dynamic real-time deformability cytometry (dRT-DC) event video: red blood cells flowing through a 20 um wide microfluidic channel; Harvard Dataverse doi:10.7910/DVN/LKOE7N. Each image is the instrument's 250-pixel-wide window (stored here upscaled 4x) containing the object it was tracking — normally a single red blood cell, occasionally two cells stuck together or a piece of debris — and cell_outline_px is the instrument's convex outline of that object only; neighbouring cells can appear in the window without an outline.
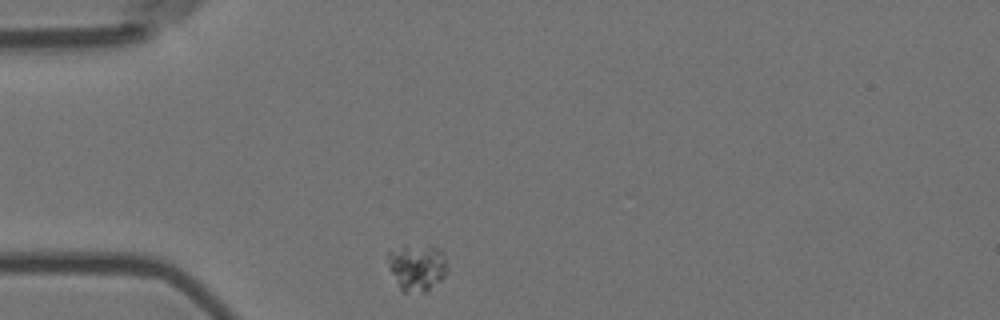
{"species": "Egyptian fruit bat (a non-hibernating species)", "species_latin": "Rousettus aegyptiacus", "temperature_condition": "room temperature", "stored_images_in_passage": 7, "camera_frame_rate_fps": 3000, "um_per_image_px": 0.085, "animal": {"sex": "female"}, "frame": {"image": 1, "passage_image": 1, "time_ms": 0.0, "image_size_px": [1000, 320], "cell_outline_px": [[448, 272], [428, 292], [404, 292], [400, 288], [392, 272], [388, 260], [388, 252], [404, 244], [432, 244], [440, 248], [444, 252], [448, 268]], "centroid_in_image_um": [35.51, 22.66], "position_along_channel_um": 49.5, "area_um2": 16.65}}
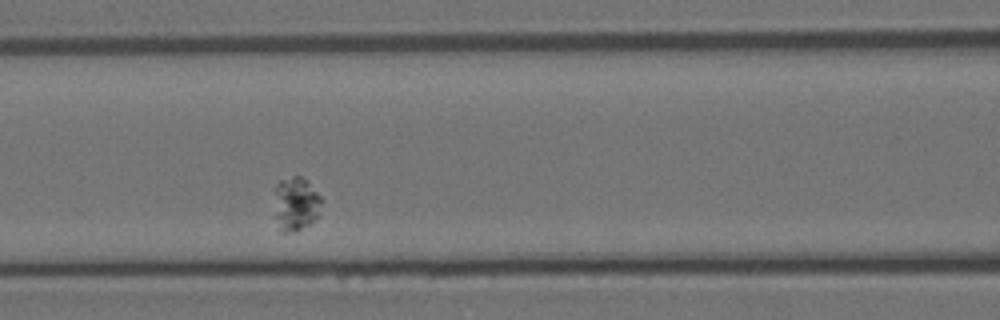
{"frame": {"image": 2, "passage_image": 4, "time_ms": 1.0, "image_size_px": [1000, 320], "cell_outline_px": [[320, 216], [308, 224], [300, 228], [288, 232], [280, 232], [276, 216], [276, 184], [280, 180], [292, 176], [300, 176], [308, 180], [320, 196]], "centroid_in_image_um": [25.17, 17.3], "position_along_channel_um": 141.4, "area_um2": 14.51}}
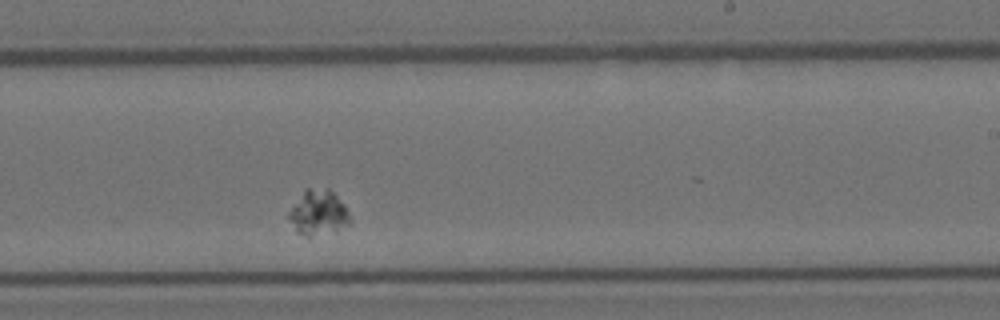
{"frame": {"image": 3, "passage_image": 7, "time_ms": 2.0, "image_size_px": [1000, 320], "cell_outline_px": [[352, 220], [348, 224], [336, 232], [308, 236], [296, 232], [288, 216], [288, 212], [304, 188], [328, 188], [344, 204]], "centroid_in_image_um": [27.06, 18.07], "position_along_channel_um": 261.9, "area_um2": 16.13}}